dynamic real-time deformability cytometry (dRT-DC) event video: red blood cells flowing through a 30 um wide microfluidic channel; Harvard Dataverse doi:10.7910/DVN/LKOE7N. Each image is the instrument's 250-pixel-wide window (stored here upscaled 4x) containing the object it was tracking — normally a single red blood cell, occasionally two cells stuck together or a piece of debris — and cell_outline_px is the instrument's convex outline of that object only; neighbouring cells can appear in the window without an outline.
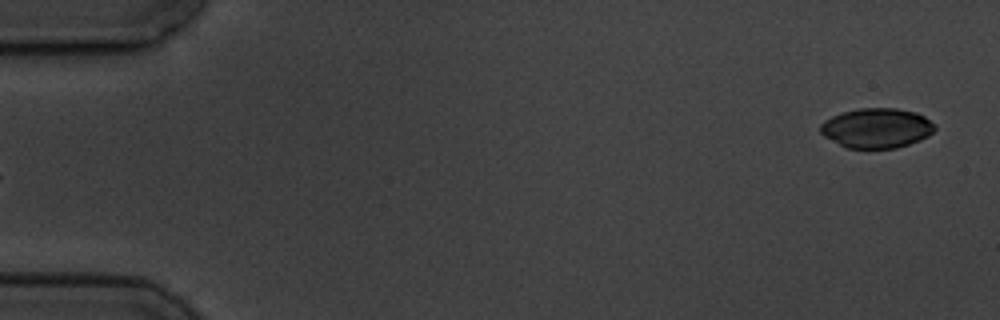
{"species": "common noctule bat (a hibernating species)", "species_latin": "Nyctalus noctula", "temperature_condition": "cold", "stored_images_in_passage": 5, "segment_of_instrument_passage": [2, 2], "camera_frame_rate_fps": 3000, "um_per_image_px": 0.085, "animal": {"sex": "male", "body_mass_g": 19.5, "forearm_length_mm": 54.6}, "frame": {"image": 1, "passage_image": 5, "time_ms": 5.667, "image_size_px": [1000, 320], "cell_outline_px": [[936, 128], [928, 136], [920, 140], [896, 148], [848, 148], [824, 136], [820, 132], [820, 124], [824, 120], [832, 116], [844, 112], [860, 108], [896, 108], [916, 112], [924, 116], [936, 124]], "centroid_in_image_um": [74.54, 10.88], "position_along_channel_um": 10.5, "area_um2": 26.47}}